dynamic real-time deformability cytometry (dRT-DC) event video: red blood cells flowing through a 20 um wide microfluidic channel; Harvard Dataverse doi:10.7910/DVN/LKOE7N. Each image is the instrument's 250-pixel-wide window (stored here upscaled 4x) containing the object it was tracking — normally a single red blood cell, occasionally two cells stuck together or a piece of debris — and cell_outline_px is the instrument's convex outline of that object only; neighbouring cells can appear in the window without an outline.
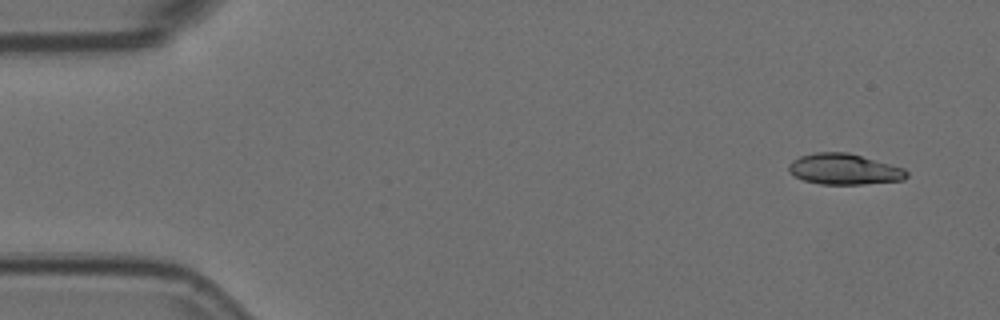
{"species": "Egyptian fruit bat (a non-hibernating species)", "species_latin": "Rousettus aegyptiacus", "temperature_condition": "room temperature", "stored_images_in_passage": 5, "camera_frame_rate_fps": 3000, "um_per_image_px": 0.085, "animal": {"sex": "female"}, "frame": {"image": 1, "passage_image": 1, "time_ms": 0.0, "image_size_px": [1000, 320], "cell_outline_px": [[908, 176], [904, 180], [864, 184], [820, 184], [804, 180], [788, 172], [788, 164], [792, 160], [800, 156], [816, 152], [848, 152], [904, 168], [908, 172]], "centroid_in_image_um": [71.75, 14.38], "position_along_channel_um": 13.3, "area_um2": 21.21}}
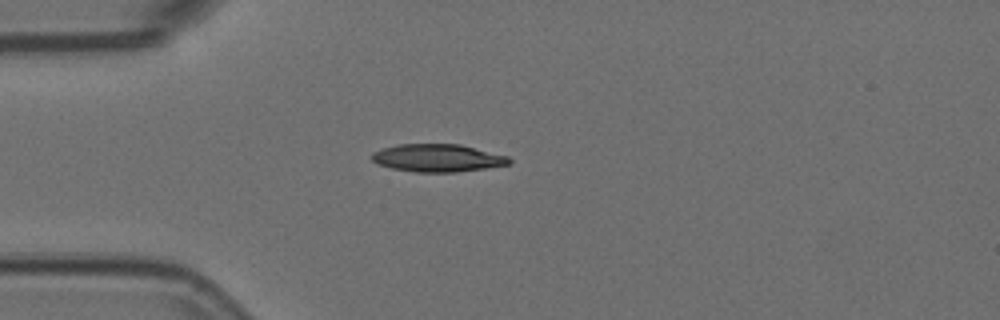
{"frame": {"image": 2, "passage_image": 4, "time_ms": 1.0, "image_size_px": [1000, 320], "cell_outline_px": [[512, 164], [456, 172], [416, 172], [392, 168], [376, 164], [368, 156], [372, 152], [384, 148], [400, 144], [460, 144], [508, 156], [512, 160]], "centroid_in_image_um": [37.18, 13.43], "position_along_channel_um": 47.8, "area_um2": 22.25}}